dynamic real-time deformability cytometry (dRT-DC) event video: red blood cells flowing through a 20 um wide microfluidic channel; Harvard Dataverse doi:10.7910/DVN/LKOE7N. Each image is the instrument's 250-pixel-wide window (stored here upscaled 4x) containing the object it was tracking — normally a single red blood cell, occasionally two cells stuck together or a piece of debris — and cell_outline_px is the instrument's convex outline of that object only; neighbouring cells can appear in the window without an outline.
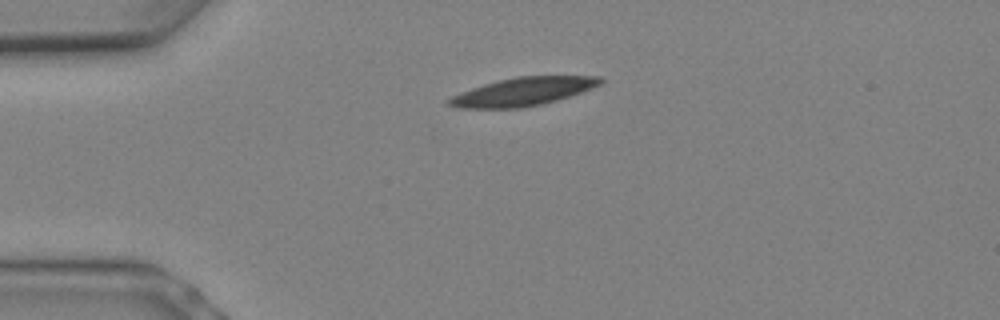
{"species": "Egyptian fruit bat (a non-hibernating species)", "species_latin": "Rousettus aegyptiacus", "temperature_condition": "warm", "stored_images_in_passage": 5, "camera_frame_rate_fps": 3000, "um_per_image_px": 0.085, "animal": {"sex": "female"}, "frame": {"image": 1, "passage_image": 1, "time_ms": 0.0, "image_size_px": [1000, 320], "cell_outline_px": [[604, 84], [556, 100], [524, 108], [456, 108], [444, 104], [444, 100], [460, 92], [496, 80], [516, 76], [600, 76], [604, 80]], "centroid_in_image_um": [44.4, 7.79], "position_along_channel_um": 40.6, "area_um2": 25.09}}
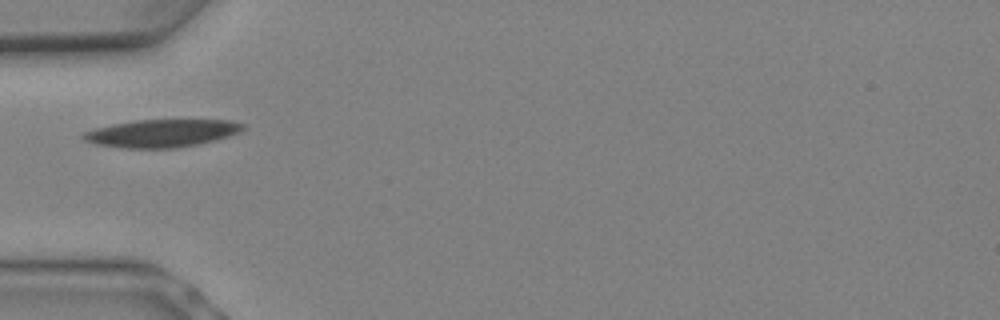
{"frame": {"image": 2, "passage_image": 3, "time_ms": 0.667, "image_size_px": [1000, 320], "cell_outline_px": [[244, 128], [240, 132], [216, 140], [200, 144], [176, 148], [120, 148], [96, 144], [84, 140], [80, 136], [84, 132], [96, 128], [136, 120], [232, 120], [244, 124]], "centroid_in_image_um": [13.77, 11.33], "position_along_channel_um": 71.2, "area_um2": 25.78}}
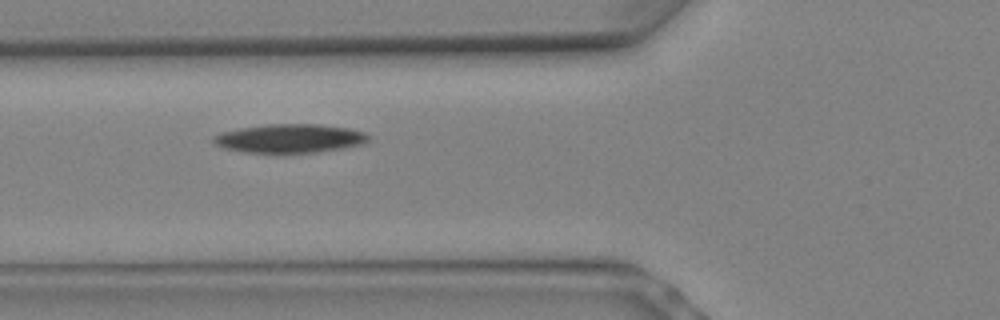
{"frame": {"image": 3, "passage_image": 4, "time_ms": 1.0, "image_size_px": [1000, 320], "cell_outline_px": [[368, 140], [364, 144], [344, 148], [316, 152], [284, 156], [244, 152], [224, 148], [216, 144], [212, 140], [212, 136], [220, 132], [240, 128], [268, 124], [316, 124], [348, 128], [364, 132], [368, 136]], "centroid_in_image_um": [24.59, 11.81], "position_along_channel_um": 101.2, "area_um2": 26.82}}